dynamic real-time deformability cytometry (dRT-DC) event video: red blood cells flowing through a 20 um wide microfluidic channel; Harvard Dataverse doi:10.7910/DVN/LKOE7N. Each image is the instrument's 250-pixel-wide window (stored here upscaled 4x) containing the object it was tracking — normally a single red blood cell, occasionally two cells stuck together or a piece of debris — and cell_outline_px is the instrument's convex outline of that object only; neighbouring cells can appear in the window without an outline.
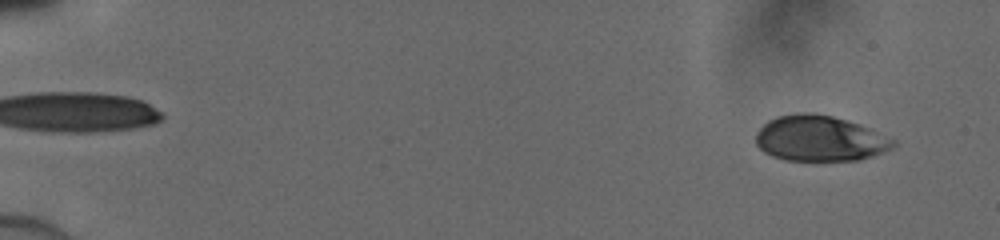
{"species": "human", "species_latin": "Homo sapiens", "temperature_condition": "cold", "stored_images_in_passage": 52, "camera_frame_rate_fps": 3000, "um_per_image_px": 0.085, "donor": {"sex": "male"}, "frame": {"image": 1, "passage_image": 5, "time_ms": 1.333, "image_size_px": [1000, 240], "cell_outline_px": [[872, 152], [864, 156], [844, 160], [792, 160], [776, 156], [768, 152], [756, 140], [756, 136], [772, 120], [780, 116], [828, 116], [852, 124], [872, 148]], "centroid_in_image_um": [69.09, 11.81], "position_along_channel_um": 15.9, "area_um2": 29.36}}
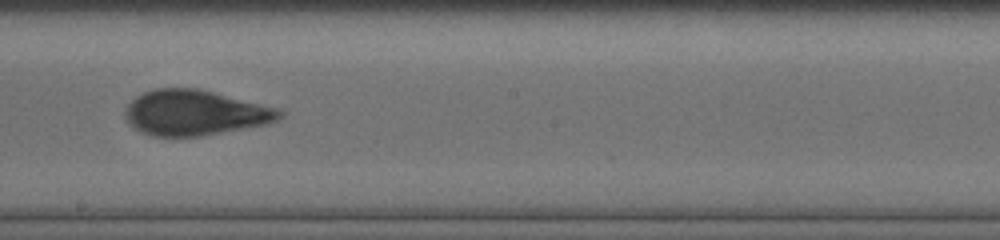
{"frame": {"image": 2, "passage_image": 32, "time_ms": 10.333, "image_size_px": [1000, 240], "cell_outline_px": [[276, 112], [268, 120], [248, 124], [204, 132], [172, 136], [152, 132], [136, 124], [132, 120], [132, 104], [140, 96], [152, 92], [200, 92], [216, 96]], "centroid_in_image_um": [16.37, 9.61], "position_along_channel_um": 231.8, "area_um2": 31.91}}
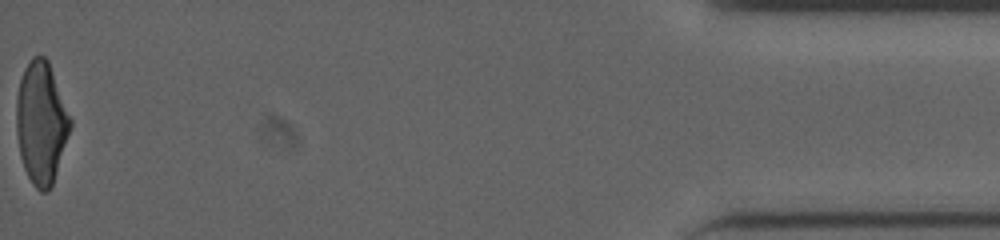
{"frame": {"image": 3, "passage_image": 52, "time_ms": 17.0, "image_size_px": [1000, 240], "cell_outline_px": [[68, 132], [52, 184], [44, 192], [32, 180], [24, 164], [20, 152], [20, 84], [24, 72], [28, 64], [36, 56], [44, 56], [48, 64], [68, 120]], "centroid_in_image_um": [3.51, 10.46], "position_along_channel_um": 431.7, "area_um2": 33.81}}